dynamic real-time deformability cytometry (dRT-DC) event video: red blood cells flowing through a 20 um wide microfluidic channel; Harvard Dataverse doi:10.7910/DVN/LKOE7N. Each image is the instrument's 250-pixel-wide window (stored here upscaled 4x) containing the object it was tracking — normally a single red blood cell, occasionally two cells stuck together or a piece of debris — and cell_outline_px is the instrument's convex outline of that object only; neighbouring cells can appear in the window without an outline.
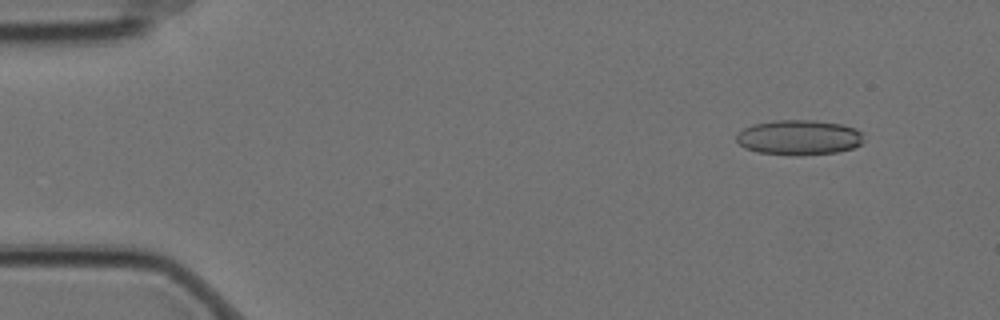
{"species": "Egyptian fruit bat (a non-hibernating species)", "species_latin": "Rousettus aegyptiacus", "temperature_condition": "cold", "stored_images_in_passage": 4, "camera_frame_rate_fps": 3000, "um_per_image_px": 0.085, "animal": {"sex": "female"}, "frame": {"image": 1, "passage_image": 1, "time_ms": 0.0, "image_size_px": [1000, 320], "cell_outline_px": [[860, 144], [852, 148], [836, 152], [800, 156], [796, 156], [756, 152], [744, 148], [736, 140], [736, 132], [752, 124], [776, 120], [816, 120], [844, 124], [856, 128], [860, 132]], "centroid_in_image_um": [67.85, 11.68], "position_along_channel_um": 17.1, "area_um2": 26.18}}
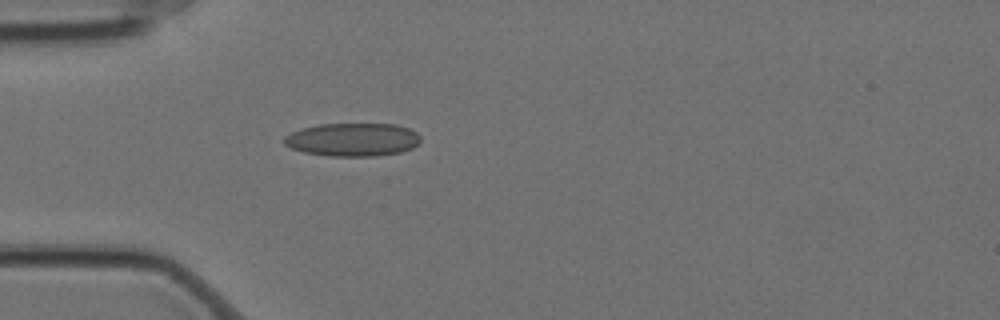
{"frame": {"image": 2, "passage_image": 4, "time_ms": 1.0, "image_size_px": [1000, 320], "cell_outline_px": [[420, 140], [412, 148], [400, 152], [376, 156], [328, 156], [304, 152], [292, 148], [284, 144], [284, 136], [300, 128], [320, 124], [396, 124], [408, 128], [416, 132], [420, 136]], "centroid_in_image_um": [29.96, 11.86], "position_along_channel_um": 55.0, "area_um2": 26.41}}